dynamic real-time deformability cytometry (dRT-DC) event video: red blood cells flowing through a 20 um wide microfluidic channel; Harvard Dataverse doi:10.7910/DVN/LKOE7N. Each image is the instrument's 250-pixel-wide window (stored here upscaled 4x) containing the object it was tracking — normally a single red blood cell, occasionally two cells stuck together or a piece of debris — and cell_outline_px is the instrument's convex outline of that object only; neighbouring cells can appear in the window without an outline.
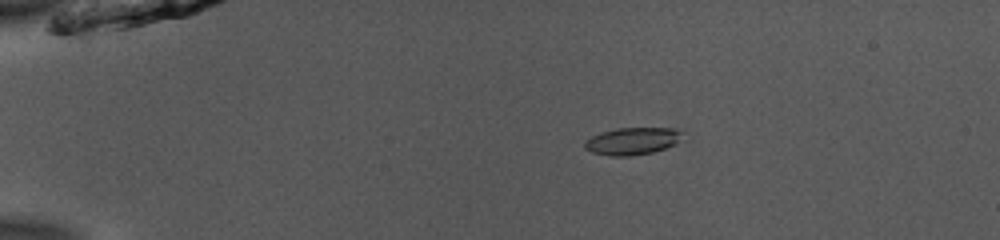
{"species": "common noctule bat (a hibernating species)", "species_latin": "Nyctalus noctula", "temperature_condition": "room temperature", "stored_images_in_passage": 42, "camera_frame_rate_fps": 3000, "um_per_image_px": 0.085, "animal": {"sex": "male", "body_mass_g": 13.0, "forearm_length_mm": 53.1}, "frame": {"image": 1, "passage_image": 1, "time_ms": 0.0, "image_size_px": [1000, 240], "cell_outline_px": [[688, 140], [652, 152], [628, 156], [612, 156], [592, 152], [584, 148], [584, 140], [592, 136], [616, 128], [672, 128], [684, 132]], "centroid_in_image_um": [53.85, 11.98], "position_along_channel_um": 31.2, "area_um2": 15.78}}
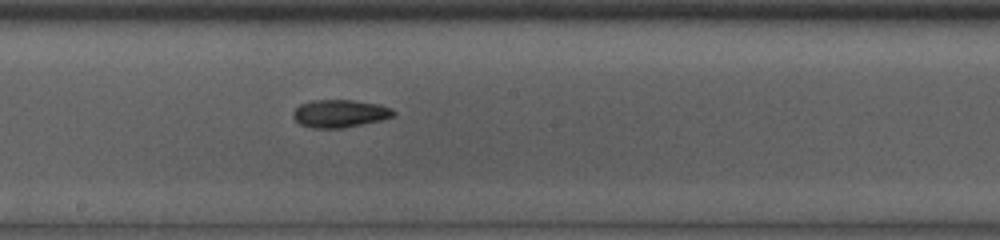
{"frame": {"image": 2, "passage_image": 20, "time_ms": 6.333, "image_size_px": [1000, 240], "cell_outline_px": [[396, 116], [380, 120], [344, 128], [312, 128], [300, 124], [292, 116], [292, 112], [300, 104], [312, 100], [352, 100], [380, 104], [392, 108], [396, 112]], "centroid_in_image_um": [28.9, 9.64], "position_along_channel_um": 219.3, "area_um2": 16.36}}
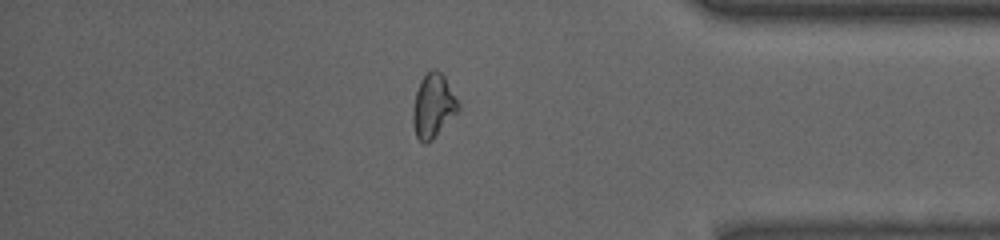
{"frame": {"image": 3, "passage_image": 35, "time_ms": 11.333, "image_size_px": [1000, 240], "cell_outline_px": [[460, 108], [432, 140], [428, 144], [424, 144], [416, 136], [412, 120], [412, 112], [416, 92], [420, 80], [432, 68], [436, 68], [444, 76], [460, 104]], "centroid_in_image_um": [36.81, 9.0], "position_along_channel_um": 398.4, "area_um2": 16.76}, "authors_computed_cell_mechanics": {"area_um2": 16.2707, "velocity_mm_per_s": 3.9511, "shape_relaxation_time_tau1_ms": 2.4804, "shape_relaxation_time_tau2_ms": 3.3257, "deformation_change_tau1": 0.099, "deformation_change_tau2": 0.1061}}